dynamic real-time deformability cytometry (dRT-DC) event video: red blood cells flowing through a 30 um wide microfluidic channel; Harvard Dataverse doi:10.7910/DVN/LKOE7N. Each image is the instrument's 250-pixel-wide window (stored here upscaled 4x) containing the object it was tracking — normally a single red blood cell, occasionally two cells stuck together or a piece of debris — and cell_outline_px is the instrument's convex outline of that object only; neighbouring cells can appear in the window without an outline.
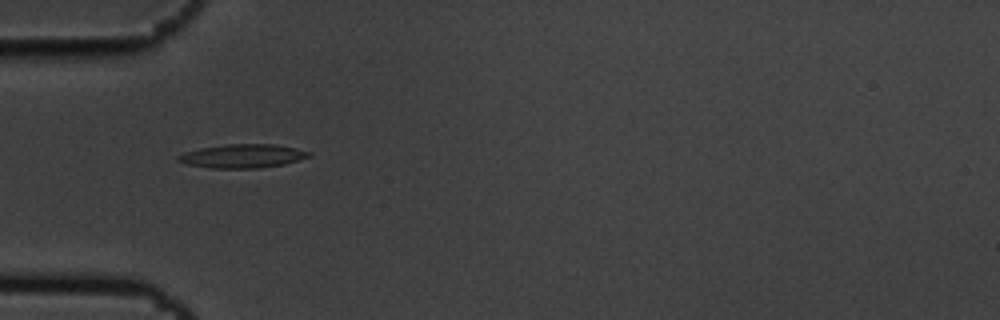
{"species": "common noctule bat (a hibernating species)", "species_latin": "Nyctalus noctula", "temperature_condition": "cold", "stored_images_in_passage": 6, "camera_frame_rate_fps": 3000, "um_per_image_px": 0.085, "animal": {"sex": "male", "body_mass_g": 19.5, "forearm_length_mm": 54.6}, "frame": {"image": 1, "passage_image": 6, "time_ms": 1.667, "image_size_px": [1000, 320], "cell_outline_px": [[312, 156], [284, 164], [256, 168], [212, 168], [188, 164], [176, 160], [176, 156], [184, 152], [200, 148], [224, 144], [276, 144], [296, 148], [312, 152]], "centroid_in_image_um": [20.63, 13.25], "position_along_channel_um": 64.4, "area_um2": 18.09}}